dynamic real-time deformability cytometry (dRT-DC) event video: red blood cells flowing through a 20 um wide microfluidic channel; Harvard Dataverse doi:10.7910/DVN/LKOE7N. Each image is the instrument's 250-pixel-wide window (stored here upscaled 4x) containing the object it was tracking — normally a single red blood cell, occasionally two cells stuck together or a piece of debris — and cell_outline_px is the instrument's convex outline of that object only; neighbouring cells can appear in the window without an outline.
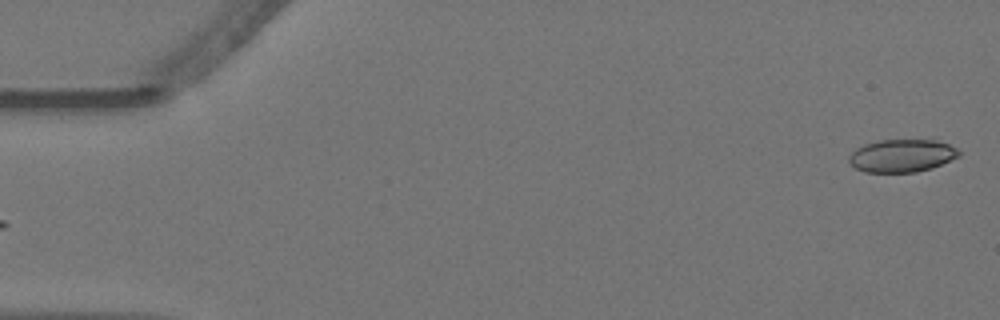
{"species": "Egyptian fruit bat (a non-hibernating species)", "species_latin": "Rousettus aegyptiacus", "temperature_condition": "warm", "stored_images_in_passage": 57, "camera_frame_rate_fps": 3000, "um_per_image_px": 0.085, "animal": {"sex": "female"}, "frame": {"image": 1, "passage_image": 2, "time_ms": 0.333, "image_size_px": [1000, 320], "cell_outline_px": [[960, 156], [932, 168], [916, 172], [864, 172], [856, 168], [848, 160], [848, 156], [856, 148], [864, 144], [880, 140], [936, 136], [956, 148], [960, 152]], "centroid_in_image_um": [76.74, 13.17], "position_along_channel_um": 8.3, "area_um2": 22.02}}
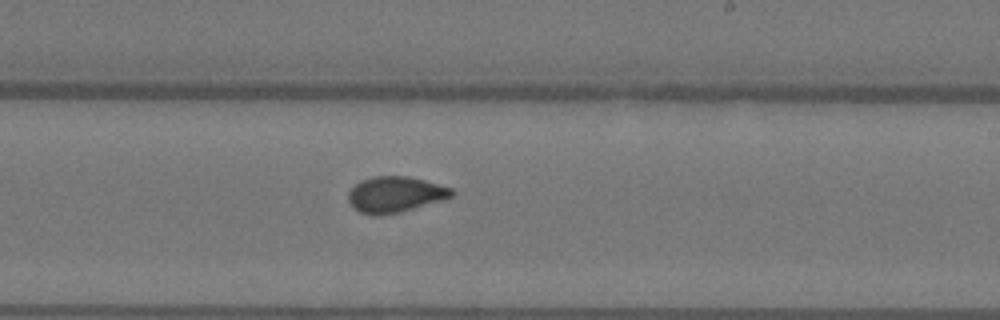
{"frame": {"image": 2, "passage_image": 34, "time_ms": 11.0, "image_size_px": [1000, 320], "cell_outline_px": [[456, 192], [452, 196], [400, 212], [380, 216], [376, 216], [360, 212], [352, 208], [348, 200], [348, 192], [360, 180], [376, 176], [408, 176], [424, 180], [452, 188]], "centroid_in_image_um": [33.55, 16.53], "position_along_channel_um": 255.5, "area_um2": 21.5}}
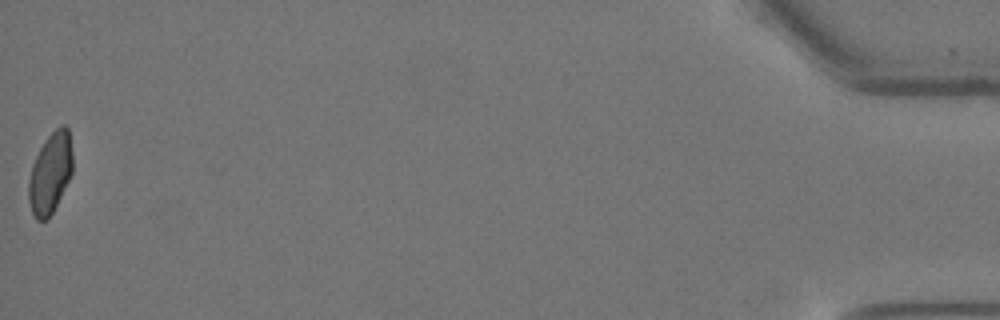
{"frame": {"image": 3, "passage_image": 57, "time_ms": 18.667, "image_size_px": [1000, 320], "cell_outline_px": [[72, 172], [52, 212], [44, 220], [36, 220], [32, 212], [28, 200], [28, 180], [32, 164], [40, 148], [48, 136], [60, 124], [64, 124], [68, 128], [72, 152]], "centroid_in_image_um": [4.26, 14.68], "position_along_channel_um": 430.9, "area_um2": 20.4}, "authors_computed_cell_mechanics": {"area_um2": 21.386, "velocity_mm_per_s": 3.594, "shape_relaxation_time_tau1_ms": null, "shape_relaxation_time_tau2_ms": 0.7818, "deformation_change_tau1": null, "deformation_change_tau2": 0.0513}}